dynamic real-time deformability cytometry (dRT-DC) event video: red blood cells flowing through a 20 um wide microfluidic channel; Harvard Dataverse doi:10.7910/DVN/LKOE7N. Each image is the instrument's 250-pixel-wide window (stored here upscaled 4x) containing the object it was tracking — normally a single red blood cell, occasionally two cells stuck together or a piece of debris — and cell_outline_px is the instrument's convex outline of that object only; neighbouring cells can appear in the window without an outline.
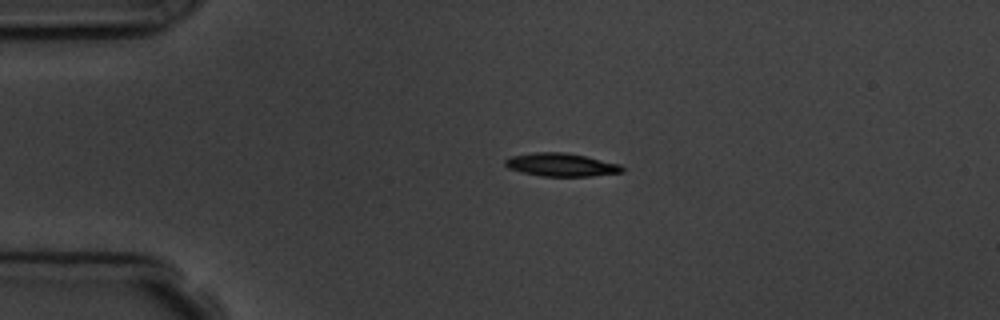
{"species": "common noctule bat (a hibernating species)", "species_latin": "Nyctalus noctula", "temperature_condition": "room temperature", "stored_images_in_passage": 2, "camera_frame_rate_fps": 3000, "um_per_image_px": 0.085, "animal": {"sex": "male", "body_mass_g": 19.5, "forearm_length_mm": 54.6}, "frame": {"image": 1, "passage_image": 1, "time_ms": 0.0, "image_size_px": [1000, 320], "cell_outline_px": [[624, 172], [592, 176], [540, 176], [520, 172], [508, 168], [504, 164], [504, 160], [508, 156], [536, 152], [564, 152], [584, 156], [620, 164], [624, 168]], "centroid_in_image_um": [47.66, 14.01], "position_along_channel_um": 37.3, "area_um2": 15.9}}